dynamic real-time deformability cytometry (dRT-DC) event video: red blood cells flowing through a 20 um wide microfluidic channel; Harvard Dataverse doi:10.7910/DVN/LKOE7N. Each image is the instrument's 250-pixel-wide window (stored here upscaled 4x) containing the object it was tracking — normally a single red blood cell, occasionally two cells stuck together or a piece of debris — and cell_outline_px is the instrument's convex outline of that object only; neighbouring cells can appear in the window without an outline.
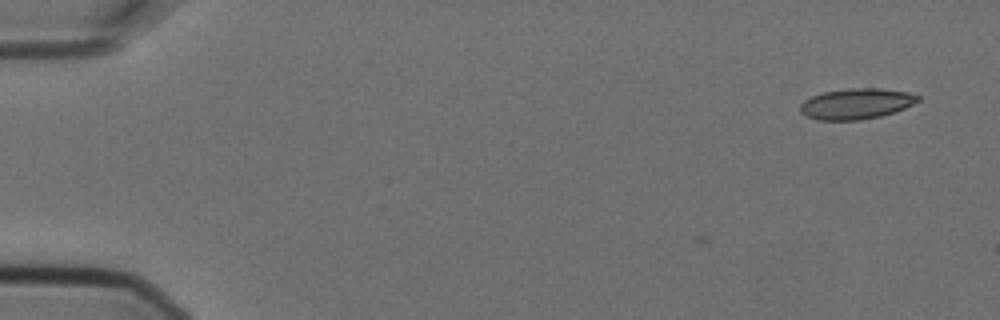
{"species": "Egyptian fruit bat (a non-hibernating species)", "species_latin": "Rousettus aegyptiacus", "temperature_condition": "cold", "stored_images_in_passage": 5, "camera_frame_rate_fps": 3000, "um_per_image_px": 0.085, "animal": {"sex": "female"}, "frame": {"image": 1, "passage_image": 1, "time_ms": 0.0, "image_size_px": [1000, 320], "cell_outline_px": [[920, 100], [896, 112], [880, 116], [860, 120], [816, 120], [800, 112], [800, 104], [804, 100], [812, 96], [824, 92], [848, 88], [876, 88], [908, 92], [920, 96]], "centroid_in_image_um": [72.78, 8.82], "position_along_channel_um": 12.2, "area_um2": 21.04}}
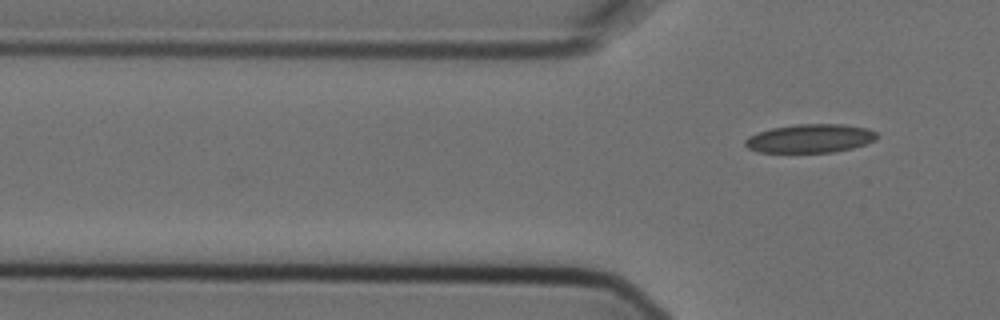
{"frame": {"image": 2, "passage_image": 5, "time_ms": 1.333, "image_size_px": [1000, 320], "cell_outline_px": [[876, 140], [868, 144], [852, 148], [832, 152], [760, 152], [748, 148], [744, 144], [744, 140], [748, 136], [756, 132], [772, 128], [796, 124], [844, 124], [868, 128], [876, 132]], "centroid_in_image_um": [68.86, 11.76], "position_along_channel_um": 56.9, "area_um2": 22.08}}